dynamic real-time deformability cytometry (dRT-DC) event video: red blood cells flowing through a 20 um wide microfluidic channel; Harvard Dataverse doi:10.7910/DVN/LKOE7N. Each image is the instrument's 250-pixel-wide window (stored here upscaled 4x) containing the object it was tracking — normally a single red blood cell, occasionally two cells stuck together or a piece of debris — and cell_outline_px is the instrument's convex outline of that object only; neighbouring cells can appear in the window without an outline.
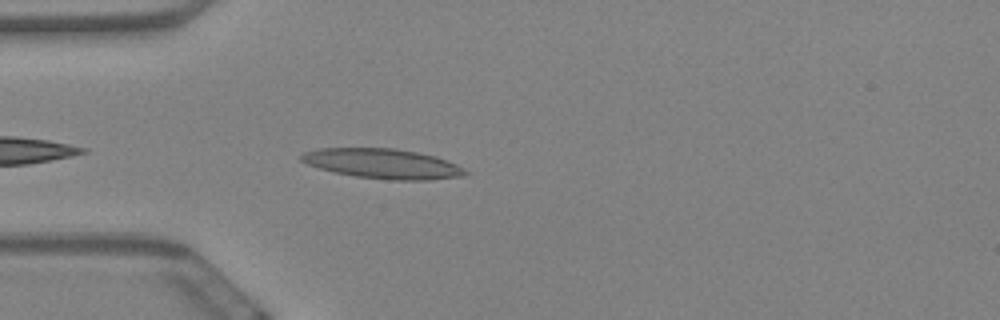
{"species": "Egyptian fruit bat (a non-hibernating species)", "species_latin": "Rousettus aegyptiacus", "temperature_condition": "warm", "stored_images_in_passage": 15, "camera_frame_rate_fps": 3000, "um_per_image_px": 0.085, "animal": {"sex": "female"}, "frame": {"image": 1, "passage_image": 3, "time_ms": 0.667, "image_size_px": [1000, 320], "cell_outline_px": [[468, 172], [464, 176], [428, 180], [392, 180], [356, 176], [336, 172], [320, 168], [308, 164], [300, 160], [300, 156], [304, 152], [320, 148], [396, 148], [436, 156], [456, 164], [464, 168]], "centroid_in_image_um": [32.56, 13.91], "position_along_channel_um": 52.4, "area_um2": 28.38}}
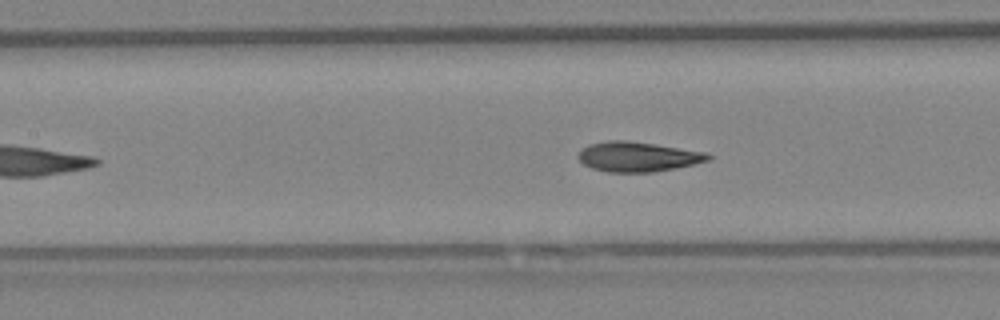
{"frame": {"image": 2, "passage_image": 9, "time_ms": 2.667, "image_size_px": [1000, 320], "cell_outline_px": [[712, 156], [708, 160], [676, 168], [652, 172], [608, 172], [592, 168], [584, 164], [576, 156], [580, 148], [588, 144], [608, 140], [628, 140], [704, 152]], "centroid_in_image_um": [54.13, 13.31], "position_along_channel_um": 153.3, "area_um2": 22.48}}